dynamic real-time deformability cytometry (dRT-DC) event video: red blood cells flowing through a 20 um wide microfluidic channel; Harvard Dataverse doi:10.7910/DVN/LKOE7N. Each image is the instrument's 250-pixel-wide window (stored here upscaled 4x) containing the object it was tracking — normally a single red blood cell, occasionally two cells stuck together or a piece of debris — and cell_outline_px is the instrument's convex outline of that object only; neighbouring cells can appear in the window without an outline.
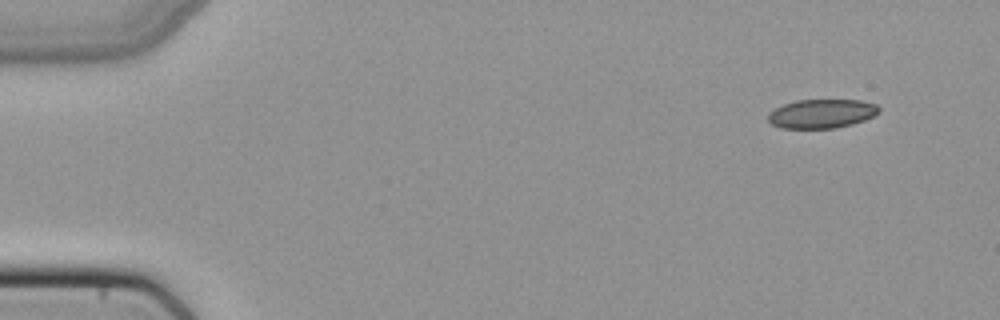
{"species": "common noctule bat (a hibernating species)", "species_latin": "Nyctalus noctula", "temperature_condition": "cold", "stored_images_in_passage": 47, "camera_frame_rate_fps": 3000, "um_per_image_px": 0.085, "animal": {"sex": "female", "body_mass_g": 22.7, "forearm_length_mm": 54.2}, "frame": {"image": 1, "passage_image": 1, "time_ms": 0.0, "image_size_px": [1000, 320], "cell_outline_px": [[880, 112], [864, 120], [852, 124], [836, 128], [780, 128], [772, 124], [768, 120], [768, 112], [784, 104], [796, 100], [860, 100], [876, 104], [880, 108]], "centroid_in_image_um": [69.84, 9.66], "position_along_channel_um": 15.2, "area_um2": 18.73}}
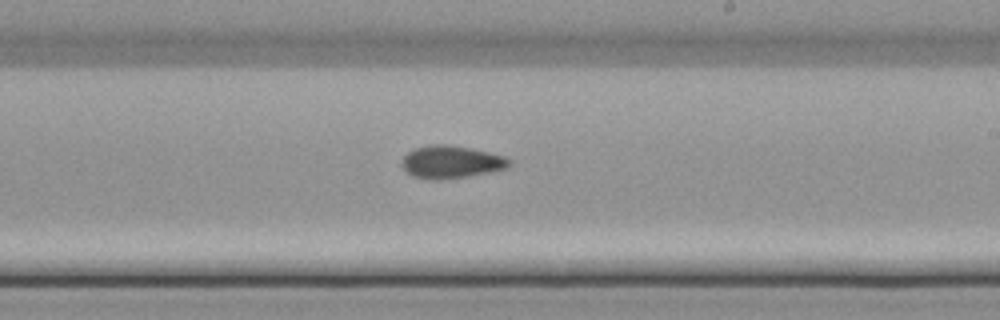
{"frame": {"image": 2, "passage_image": 27, "time_ms": 8.667, "image_size_px": [1000, 320], "cell_outline_px": [[512, 164], [508, 168], [492, 172], [468, 176], [440, 180], [432, 180], [412, 176], [400, 164], [400, 160], [412, 148], [432, 144], [444, 144], [472, 148], [504, 156], [512, 160]], "centroid_in_image_um": [38.35, 13.77], "position_along_channel_um": 250.6, "area_um2": 20.75}}
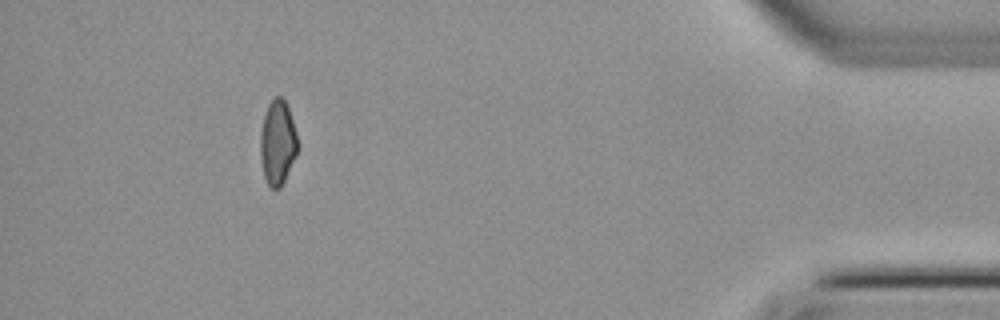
{"frame": {"image": 3, "passage_image": 43, "time_ms": 14.0, "image_size_px": [1000, 320], "cell_outline_px": [[300, 144], [296, 156], [280, 188], [268, 188], [264, 176], [260, 156], [260, 132], [264, 116], [268, 104], [276, 96], [280, 96], [284, 100], [288, 108]], "centroid_in_image_um": [23.6, 12.14], "position_along_channel_um": 411.6, "area_um2": 18.5}}